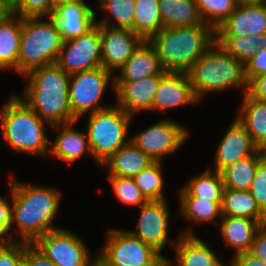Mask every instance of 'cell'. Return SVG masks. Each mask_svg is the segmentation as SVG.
<instances>
[{"label":"cell","instance_id":"obj_16","mask_svg":"<svg viewBox=\"0 0 266 266\" xmlns=\"http://www.w3.org/2000/svg\"><path fill=\"white\" fill-rule=\"evenodd\" d=\"M48 17L63 41L79 37L97 24L95 11L84 1L54 6Z\"/></svg>","mask_w":266,"mask_h":266},{"label":"cell","instance_id":"obj_25","mask_svg":"<svg viewBox=\"0 0 266 266\" xmlns=\"http://www.w3.org/2000/svg\"><path fill=\"white\" fill-rule=\"evenodd\" d=\"M243 100L236 118L246 127L253 144L266 151V101L252 98L248 93Z\"/></svg>","mask_w":266,"mask_h":266},{"label":"cell","instance_id":"obj_7","mask_svg":"<svg viewBox=\"0 0 266 266\" xmlns=\"http://www.w3.org/2000/svg\"><path fill=\"white\" fill-rule=\"evenodd\" d=\"M89 115L86 133L91 155L102 165L130 141L126 136L132 116L118 105L108 106Z\"/></svg>","mask_w":266,"mask_h":266},{"label":"cell","instance_id":"obj_30","mask_svg":"<svg viewBox=\"0 0 266 266\" xmlns=\"http://www.w3.org/2000/svg\"><path fill=\"white\" fill-rule=\"evenodd\" d=\"M208 168L180 189V197H196L210 202H222L225 189L221 173ZM213 173V174H212Z\"/></svg>","mask_w":266,"mask_h":266},{"label":"cell","instance_id":"obj_20","mask_svg":"<svg viewBox=\"0 0 266 266\" xmlns=\"http://www.w3.org/2000/svg\"><path fill=\"white\" fill-rule=\"evenodd\" d=\"M119 70L120 75L112 79L113 86L114 82H133L164 71L154 46L148 40L141 43Z\"/></svg>","mask_w":266,"mask_h":266},{"label":"cell","instance_id":"obj_48","mask_svg":"<svg viewBox=\"0 0 266 266\" xmlns=\"http://www.w3.org/2000/svg\"><path fill=\"white\" fill-rule=\"evenodd\" d=\"M149 266H172V265L168 259H166L164 256L160 255Z\"/></svg>","mask_w":266,"mask_h":266},{"label":"cell","instance_id":"obj_35","mask_svg":"<svg viewBox=\"0 0 266 266\" xmlns=\"http://www.w3.org/2000/svg\"><path fill=\"white\" fill-rule=\"evenodd\" d=\"M162 161H154L147 168L139 172L134 180L144 197L150 200H165L162 193Z\"/></svg>","mask_w":266,"mask_h":266},{"label":"cell","instance_id":"obj_38","mask_svg":"<svg viewBox=\"0 0 266 266\" xmlns=\"http://www.w3.org/2000/svg\"><path fill=\"white\" fill-rule=\"evenodd\" d=\"M53 9V0H14L11 3L12 13L23 18L48 16Z\"/></svg>","mask_w":266,"mask_h":266},{"label":"cell","instance_id":"obj_23","mask_svg":"<svg viewBox=\"0 0 266 266\" xmlns=\"http://www.w3.org/2000/svg\"><path fill=\"white\" fill-rule=\"evenodd\" d=\"M74 123L75 122L50 126L54 129H61V133L55 139L50 151H48L49 153L51 152L54 158H58L65 162H73L81 158L87 151L90 156H92L87 133L85 134L84 132L82 133V131L73 130L72 127Z\"/></svg>","mask_w":266,"mask_h":266},{"label":"cell","instance_id":"obj_39","mask_svg":"<svg viewBox=\"0 0 266 266\" xmlns=\"http://www.w3.org/2000/svg\"><path fill=\"white\" fill-rule=\"evenodd\" d=\"M266 215V156L259 162L256 175L248 190Z\"/></svg>","mask_w":266,"mask_h":266},{"label":"cell","instance_id":"obj_41","mask_svg":"<svg viewBox=\"0 0 266 266\" xmlns=\"http://www.w3.org/2000/svg\"><path fill=\"white\" fill-rule=\"evenodd\" d=\"M266 74V47L245 64V76L248 84L260 75Z\"/></svg>","mask_w":266,"mask_h":266},{"label":"cell","instance_id":"obj_37","mask_svg":"<svg viewBox=\"0 0 266 266\" xmlns=\"http://www.w3.org/2000/svg\"><path fill=\"white\" fill-rule=\"evenodd\" d=\"M116 197L123 203L142 206L148 200L137 187L134 178L108 176Z\"/></svg>","mask_w":266,"mask_h":266},{"label":"cell","instance_id":"obj_43","mask_svg":"<svg viewBox=\"0 0 266 266\" xmlns=\"http://www.w3.org/2000/svg\"><path fill=\"white\" fill-rule=\"evenodd\" d=\"M23 266H56L42 254L32 243L25 242Z\"/></svg>","mask_w":266,"mask_h":266},{"label":"cell","instance_id":"obj_17","mask_svg":"<svg viewBox=\"0 0 266 266\" xmlns=\"http://www.w3.org/2000/svg\"><path fill=\"white\" fill-rule=\"evenodd\" d=\"M167 71L159 75L133 82H114L117 105L131 116L143 110H152V100L158 90L162 76Z\"/></svg>","mask_w":266,"mask_h":266},{"label":"cell","instance_id":"obj_46","mask_svg":"<svg viewBox=\"0 0 266 266\" xmlns=\"http://www.w3.org/2000/svg\"><path fill=\"white\" fill-rule=\"evenodd\" d=\"M231 266H266V262L248 251L235 254Z\"/></svg>","mask_w":266,"mask_h":266},{"label":"cell","instance_id":"obj_18","mask_svg":"<svg viewBox=\"0 0 266 266\" xmlns=\"http://www.w3.org/2000/svg\"><path fill=\"white\" fill-rule=\"evenodd\" d=\"M197 102L192 91L189 75L185 72L167 71L161 79L158 90L152 100V110L165 112L168 108H175L184 104Z\"/></svg>","mask_w":266,"mask_h":266},{"label":"cell","instance_id":"obj_2","mask_svg":"<svg viewBox=\"0 0 266 266\" xmlns=\"http://www.w3.org/2000/svg\"><path fill=\"white\" fill-rule=\"evenodd\" d=\"M12 196L11 227L16 222L22 240L33 243L38 237L58 229L51 226L57 214L61 193L55 188L9 181Z\"/></svg>","mask_w":266,"mask_h":266},{"label":"cell","instance_id":"obj_45","mask_svg":"<svg viewBox=\"0 0 266 266\" xmlns=\"http://www.w3.org/2000/svg\"><path fill=\"white\" fill-rule=\"evenodd\" d=\"M247 93L259 101H266V74L255 77L248 84Z\"/></svg>","mask_w":266,"mask_h":266},{"label":"cell","instance_id":"obj_29","mask_svg":"<svg viewBox=\"0 0 266 266\" xmlns=\"http://www.w3.org/2000/svg\"><path fill=\"white\" fill-rule=\"evenodd\" d=\"M159 11L164 27L203 24L196 0H159Z\"/></svg>","mask_w":266,"mask_h":266},{"label":"cell","instance_id":"obj_33","mask_svg":"<svg viewBox=\"0 0 266 266\" xmlns=\"http://www.w3.org/2000/svg\"><path fill=\"white\" fill-rule=\"evenodd\" d=\"M182 215L193 222L214 221L222 215V202H210L196 197H180Z\"/></svg>","mask_w":266,"mask_h":266},{"label":"cell","instance_id":"obj_22","mask_svg":"<svg viewBox=\"0 0 266 266\" xmlns=\"http://www.w3.org/2000/svg\"><path fill=\"white\" fill-rule=\"evenodd\" d=\"M154 161L131 140L119 148L102 166L109 167V176L134 178Z\"/></svg>","mask_w":266,"mask_h":266},{"label":"cell","instance_id":"obj_6","mask_svg":"<svg viewBox=\"0 0 266 266\" xmlns=\"http://www.w3.org/2000/svg\"><path fill=\"white\" fill-rule=\"evenodd\" d=\"M40 18H23L18 57V73L22 76L55 63L64 42L52 22Z\"/></svg>","mask_w":266,"mask_h":266},{"label":"cell","instance_id":"obj_19","mask_svg":"<svg viewBox=\"0 0 266 266\" xmlns=\"http://www.w3.org/2000/svg\"><path fill=\"white\" fill-rule=\"evenodd\" d=\"M258 148L253 144L246 127L236 118L222 138L215 154V171L252 155Z\"/></svg>","mask_w":266,"mask_h":266},{"label":"cell","instance_id":"obj_24","mask_svg":"<svg viewBox=\"0 0 266 266\" xmlns=\"http://www.w3.org/2000/svg\"><path fill=\"white\" fill-rule=\"evenodd\" d=\"M220 230L226 246L235 249V254L251 250L256 231L261 224L245 217H221Z\"/></svg>","mask_w":266,"mask_h":266},{"label":"cell","instance_id":"obj_31","mask_svg":"<svg viewBox=\"0 0 266 266\" xmlns=\"http://www.w3.org/2000/svg\"><path fill=\"white\" fill-rule=\"evenodd\" d=\"M216 42L244 65L266 47V33L250 36H216Z\"/></svg>","mask_w":266,"mask_h":266},{"label":"cell","instance_id":"obj_14","mask_svg":"<svg viewBox=\"0 0 266 266\" xmlns=\"http://www.w3.org/2000/svg\"><path fill=\"white\" fill-rule=\"evenodd\" d=\"M166 202V200H150L139 206L141 213L137 224L138 231H129L133 236L151 245L160 254L166 242L175 245L173 239L167 238L169 208Z\"/></svg>","mask_w":266,"mask_h":266},{"label":"cell","instance_id":"obj_15","mask_svg":"<svg viewBox=\"0 0 266 266\" xmlns=\"http://www.w3.org/2000/svg\"><path fill=\"white\" fill-rule=\"evenodd\" d=\"M266 33V3L240 1L234 12L215 30L216 36H250Z\"/></svg>","mask_w":266,"mask_h":266},{"label":"cell","instance_id":"obj_36","mask_svg":"<svg viewBox=\"0 0 266 266\" xmlns=\"http://www.w3.org/2000/svg\"><path fill=\"white\" fill-rule=\"evenodd\" d=\"M99 3L115 20L116 24L111 27L134 31L135 0H100Z\"/></svg>","mask_w":266,"mask_h":266},{"label":"cell","instance_id":"obj_49","mask_svg":"<svg viewBox=\"0 0 266 266\" xmlns=\"http://www.w3.org/2000/svg\"><path fill=\"white\" fill-rule=\"evenodd\" d=\"M78 1H84V0H53V4L54 6H57V5H62L66 3L78 2Z\"/></svg>","mask_w":266,"mask_h":266},{"label":"cell","instance_id":"obj_3","mask_svg":"<svg viewBox=\"0 0 266 266\" xmlns=\"http://www.w3.org/2000/svg\"><path fill=\"white\" fill-rule=\"evenodd\" d=\"M165 71L187 73L216 42L215 29L208 24L164 27L148 40Z\"/></svg>","mask_w":266,"mask_h":266},{"label":"cell","instance_id":"obj_21","mask_svg":"<svg viewBox=\"0 0 266 266\" xmlns=\"http://www.w3.org/2000/svg\"><path fill=\"white\" fill-rule=\"evenodd\" d=\"M176 266H225L193 231H185L175 244Z\"/></svg>","mask_w":266,"mask_h":266},{"label":"cell","instance_id":"obj_8","mask_svg":"<svg viewBox=\"0 0 266 266\" xmlns=\"http://www.w3.org/2000/svg\"><path fill=\"white\" fill-rule=\"evenodd\" d=\"M97 255V266H149L161 254L129 231L113 229Z\"/></svg>","mask_w":266,"mask_h":266},{"label":"cell","instance_id":"obj_11","mask_svg":"<svg viewBox=\"0 0 266 266\" xmlns=\"http://www.w3.org/2000/svg\"><path fill=\"white\" fill-rule=\"evenodd\" d=\"M55 63L69 75L102 67L99 25L79 37L64 41Z\"/></svg>","mask_w":266,"mask_h":266},{"label":"cell","instance_id":"obj_40","mask_svg":"<svg viewBox=\"0 0 266 266\" xmlns=\"http://www.w3.org/2000/svg\"><path fill=\"white\" fill-rule=\"evenodd\" d=\"M25 241L0 244V266H23Z\"/></svg>","mask_w":266,"mask_h":266},{"label":"cell","instance_id":"obj_26","mask_svg":"<svg viewBox=\"0 0 266 266\" xmlns=\"http://www.w3.org/2000/svg\"><path fill=\"white\" fill-rule=\"evenodd\" d=\"M16 16L11 13L0 25V70L13 68L18 72L23 17Z\"/></svg>","mask_w":266,"mask_h":266},{"label":"cell","instance_id":"obj_27","mask_svg":"<svg viewBox=\"0 0 266 266\" xmlns=\"http://www.w3.org/2000/svg\"><path fill=\"white\" fill-rule=\"evenodd\" d=\"M266 156V151L257 149L245 157L224 168L220 173L225 189L247 191L256 175L259 162Z\"/></svg>","mask_w":266,"mask_h":266},{"label":"cell","instance_id":"obj_13","mask_svg":"<svg viewBox=\"0 0 266 266\" xmlns=\"http://www.w3.org/2000/svg\"><path fill=\"white\" fill-rule=\"evenodd\" d=\"M102 46V67L120 69L144 39L131 29L110 27L106 19L98 21Z\"/></svg>","mask_w":266,"mask_h":266},{"label":"cell","instance_id":"obj_10","mask_svg":"<svg viewBox=\"0 0 266 266\" xmlns=\"http://www.w3.org/2000/svg\"><path fill=\"white\" fill-rule=\"evenodd\" d=\"M32 244L56 266H97V256L90 261L87 247L70 230H51Z\"/></svg>","mask_w":266,"mask_h":266},{"label":"cell","instance_id":"obj_28","mask_svg":"<svg viewBox=\"0 0 266 266\" xmlns=\"http://www.w3.org/2000/svg\"><path fill=\"white\" fill-rule=\"evenodd\" d=\"M221 217H245L258 221L261 225L266 224V215L261 211L256 200L247 191L224 189Z\"/></svg>","mask_w":266,"mask_h":266},{"label":"cell","instance_id":"obj_12","mask_svg":"<svg viewBox=\"0 0 266 266\" xmlns=\"http://www.w3.org/2000/svg\"><path fill=\"white\" fill-rule=\"evenodd\" d=\"M187 135L188 132L182 125L164 119L130 140L153 161H162L164 155L174 153L184 144Z\"/></svg>","mask_w":266,"mask_h":266},{"label":"cell","instance_id":"obj_34","mask_svg":"<svg viewBox=\"0 0 266 266\" xmlns=\"http://www.w3.org/2000/svg\"><path fill=\"white\" fill-rule=\"evenodd\" d=\"M240 0H196L203 23L215 30L234 12Z\"/></svg>","mask_w":266,"mask_h":266},{"label":"cell","instance_id":"obj_1","mask_svg":"<svg viewBox=\"0 0 266 266\" xmlns=\"http://www.w3.org/2000/svg\"><path fill=\"white\" fill-rule=\"evenodd\" d=\"M28 78L25 100L41 119L52 125L76 122L69 104L70 75L56 63L32 70Z\"/></svg>","mask_w":266,"mask_h":266},{"label":"cell","instance_id":"obj_32","mask_svg":"<svg viewBox=\"0 0 266 266\" xmlns=\"http://www.w3.org/2000/svg\"><path fill=\"white\" fill-rule=\"evenodd\" d=\"M162 28L159 0H135L134 32L149 40Z\"/></svg>","mask_w":266,"mask_h":266},{"label":"cell","instance_id":"obj_50","mask_svg":"<svg viewBox=\"0 0 266 266\" xmlns=\"http://www.w3.org/2000/svg\"><path fill=\"white\" fill-rule=\"evenodd\" d=\"M7 2H9V3H12L14 0H6Z\"/></svg>","mask_w":266,"mask_h":266},{"label":"cell","instance_id":"obj_47","mask_svg":"<svg viewBox=\"0 0 266 266\" xmlns=\"http://www.w3.org/2000/svg\"><path fill=\"white\" fill-rule=\"evenodd\" d=\"M11 13V3L0 0V25Z\"/></svg>","mask_w":266,"mask_h":266},{"label":"cell","instance_id":"obj_4","mask_svg":"<svg viewBox=\"0 0 266 266\" xmlns=\"http://www.w3.org/2000/svg\"><path fill=\"white\" fill-rule=\"evenodd\" d=\"M197 101L207 92L244 87L248 92L245 65L215 42L187 72Z\"/></svg>","mask_w":266,"mask_h":266},{"label":"cell","instance_id":"obj_44","mask_svg":"<svg viewBox=\"0 0 266 266\" xmlns=\"http://www.w3.org/2000/svg\"><path fill=\"white\" fill-rule=\"evenodd\" d=\"M250 252L266 262V224L256 231Z\"/></svg>","mask_w":266,"mask_h":266},{"label":"cell","instance_id":"obj_5","mask_svg":"<svg viewBox=\"0 0 266 266\" xmlns=\"http://www.w3.org/2000/svg\"><path fill=\"white\" fill-rule=\"evenodd\" d=\"M1 133L10 148L16 151L46 156L49 142L45 135V120L41 119L20 97L10 96L2 108Z\"/></svg>","mask_w":266,"mask_h":266},{"label":"cell","instance_id":"obj_42","mask_svg":"<svg viewBox=\"0 0 266 266\" xmlns=\"http://www.w3.org/2000/svg\"><path fill=\"white\" fill-rule=\"evenodd\" d=\"M11 216H12V206L7 202V199L0 197V244L9 243L14 241L13 235L10 239L3 237L11 228Z\"/></svg>","mask_w":266,"mask_h":266},{"label":"cell","instance_id":"obj_9","mask_svg":"<svg viewBox=\"0 0 266 266\" xmlns=\"http://www.w3.org/2000/svg\"><path fill=\"white\" fill-rule=\"evenodd\" d=\"M112 72L98 67L70 75L69 104L73 117L91 114L108 108L99 106V101L107 88Z\"/></svg>","mask_w":266,"mask_h":266}]
</instances>
